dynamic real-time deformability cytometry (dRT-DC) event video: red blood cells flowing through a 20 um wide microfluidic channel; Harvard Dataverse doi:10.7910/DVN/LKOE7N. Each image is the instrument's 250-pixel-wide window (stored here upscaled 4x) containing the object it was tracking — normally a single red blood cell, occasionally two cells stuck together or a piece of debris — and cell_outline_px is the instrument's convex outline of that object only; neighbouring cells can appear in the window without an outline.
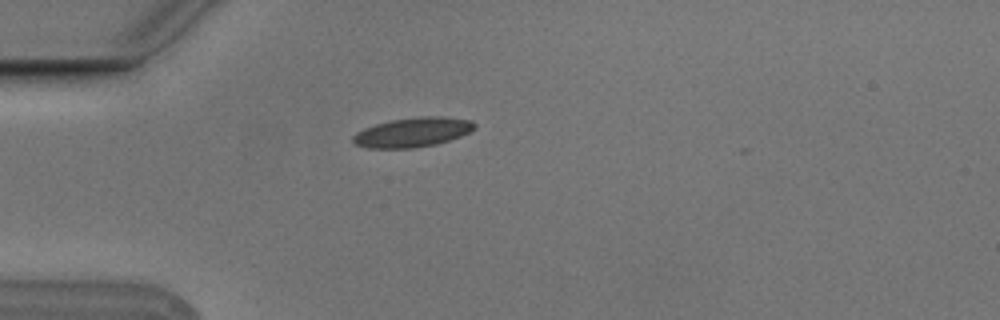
{"species": "Egyptian fruit bat (a non-hibernating species)", "species_latin": "Rousettus aegyptiacus", "temperature_condition": "cold", "stored_images_in_passage": 3, "camera_frame_rate_fps": 3000, "um_per_image_px": 0.085, "animal": {"sex": "male"}, "frame": {"image": 1, "passage_image": 3, "time_ms": 0.667, "image_size_px": [1000, 320], "cell_outline_px": [[476, 128], [460, 136], [436, 144], [412, 148], [368, 148], [356, 144], [352, 140], [352, 136], [356, 132], [364, 128], [376, 124], [392, 120], [420, 116], [444, 116], [472, 120], [476, 124]], "centroid_in_image_um": [35.08, 11.23], "position_along_channel_um": 49.9, "area_um2": 20.87}}